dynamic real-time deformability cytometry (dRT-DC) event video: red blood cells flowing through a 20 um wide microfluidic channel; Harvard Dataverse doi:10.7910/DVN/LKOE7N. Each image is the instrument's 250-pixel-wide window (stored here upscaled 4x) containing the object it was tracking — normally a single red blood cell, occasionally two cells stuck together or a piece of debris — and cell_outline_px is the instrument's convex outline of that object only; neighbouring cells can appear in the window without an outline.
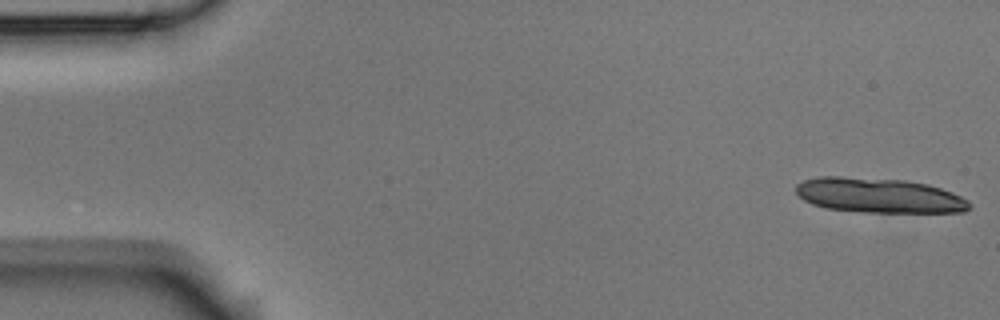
{"species": "Egyptian fruit bat (a non-hibernating species)", "species_latin": "Rousettus aegyptiacus", "temperature_condition": "room temperature", "stored_images_in_passage": 14, "camera_frame_rate_fps": 3000, "um_per_image_px": 0.085, "animal": {"sex": "male"}, "frame": {"image": 1, "passage_image": 1, "time_ms": 0.0, "image_size_px": [1000, 320], "cell_outline_px": [[972, 204], [964, 212], [860, 212], [828, 208], [812, 204], [804, 200], [796, 192], [796, 184], [804, 180], [820, 176], [840, 176], [904, 180], [928, 184], [952, 192], [968, 200]], "centroid_in_image_um": [74.71, 16.61], "position_along_channel_um": 10.3, "area_um2": 35.2}}